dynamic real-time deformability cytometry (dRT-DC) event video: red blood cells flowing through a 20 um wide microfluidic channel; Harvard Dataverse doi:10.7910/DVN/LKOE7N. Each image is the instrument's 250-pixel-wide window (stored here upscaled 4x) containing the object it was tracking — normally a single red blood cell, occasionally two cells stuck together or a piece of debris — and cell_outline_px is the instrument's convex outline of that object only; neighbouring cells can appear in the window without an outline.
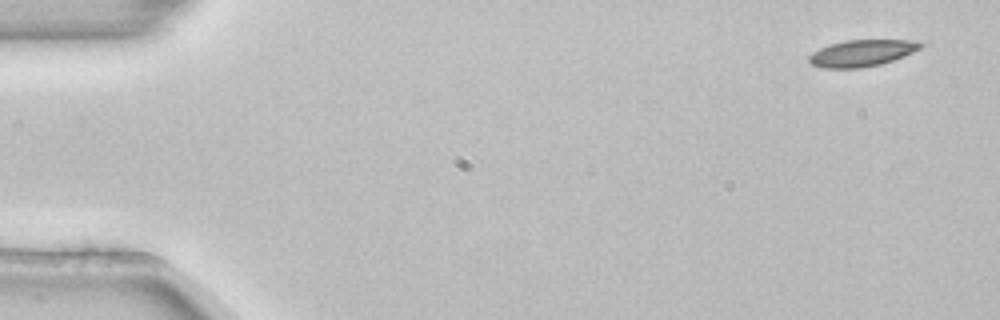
{"species": "common noctule bat (a hibernating species)", "species_latin": "Nyctalus noctula", "temperature_condition": "room temperature", "stored_images_in_passage": 4, "camera_frame_rate_fps": 3000, "um_per_image_px": 0.085, "animal": {"sex": "female", "body_mass_g": 22.7, "forearm_length_mm": 54.2}, "frame": {"image": 1, "passage_image": 1, "time_ms": 0.0, "image_size_px": [1000, 320], "cell_outline_px": [[924, 44], [920, 48], [912, 52], [892, 60], [880, 64], [860, 68], [824, 68], [812, 64], [808, 60], [808, 56], [812, 52], [828, 44], [848, 40], [916, 40]], "centroid_in_image_um": [73.23, 4.51], "position_along_channel_um": 11.8, "area_um2": 17.17}}
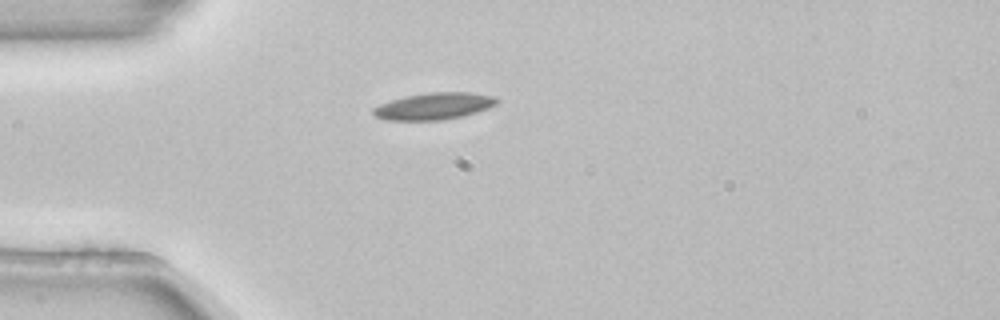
{"frame": {"image": 2, "passage_image": 4, "time_ms": 1.0, "image_size_px": [1000, 320], "cell_outline_px": [[500, 100], [496, 104], [488, 108], [464, 116], [440, 120], [384, 120], [376, 116], [372, 112], [372, 108], [380, 104], [404, 96], [432, 92], [468, 92], [492, 96]], "centroid_in_image_um": [36.88, 9.02], "position_along_channel_um": 48.1, "area_um2": 19.25}}